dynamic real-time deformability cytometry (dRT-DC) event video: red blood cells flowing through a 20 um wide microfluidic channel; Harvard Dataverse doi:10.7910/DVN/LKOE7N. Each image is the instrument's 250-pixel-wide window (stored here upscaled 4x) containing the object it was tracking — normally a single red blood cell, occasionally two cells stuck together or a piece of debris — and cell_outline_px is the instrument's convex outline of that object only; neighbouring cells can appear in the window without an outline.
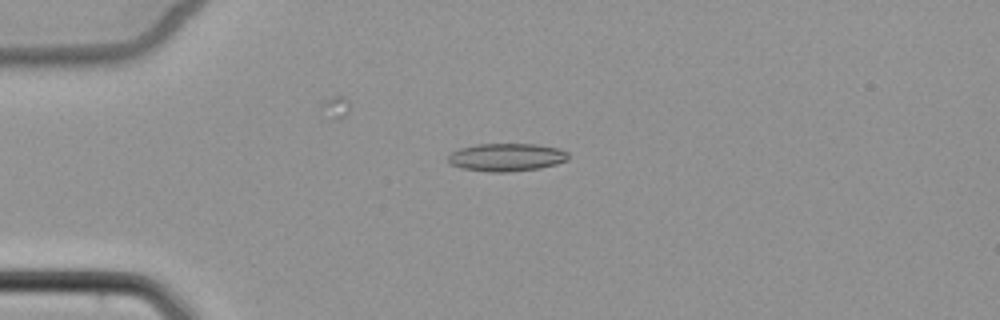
{"species": "common noctule bat (a hibernating species)", "species_latin": "Nyctalus noctula", "temperature_condition": "cold", "stored_images_in_passage": 5, "camera_frame_rate_fps": 3000, "um_per_image_px": 0.085, "animal": {"sex": "female", "body_mass_g": 22.7, "forearm_length_mm": 54.2}, "frame": {"image": 1, "passage_image": 4, "time_ms": 3.333, "image_size_px": [1000, 320], "cell_outline_px": [[568, 160], [556, 164], [540, 168], [508, 172], [488, 172], [460, 168], [448, 164], [448, 156], [452, 152], [460, 148], [476, 144], [536, 144], [560, 148], [568, 152]], "centroid_in_image_um": [43.05, 13.37], "position_along_channel_um": 42.0, "area_um2": 19.77}}